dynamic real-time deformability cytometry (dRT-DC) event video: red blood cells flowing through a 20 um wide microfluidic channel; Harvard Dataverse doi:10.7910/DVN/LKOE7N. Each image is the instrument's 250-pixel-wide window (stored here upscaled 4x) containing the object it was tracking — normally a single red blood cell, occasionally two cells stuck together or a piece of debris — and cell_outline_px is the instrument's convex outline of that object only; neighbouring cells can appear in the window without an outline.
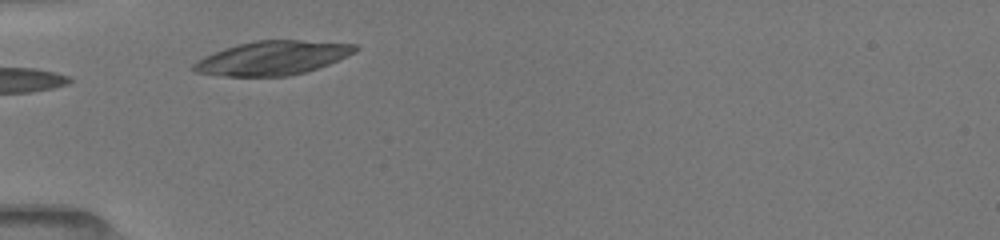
{"species": "common noctule bat (a hibernating species)", "species_latin": "Nyctalus noctula", "temperature_condition": "room temperature", "stored_images_in_passage": 6, "camera_frame_rate_fps": 3000, "um_per_image_px": 0.085, "animal": {"sex": "female", "body_mass_g": 19.5, "forearm_length_mm": 54.1}, "frame": {"image": 1, "passage_image": 1, "time_ms": 0.0, "image_size_px": [1000, 240], "cell_outline_px": [[360, 48], [356, 52], [328, 64], [304, 72], [288, 76], [228, 76], [196, 72], [192, 68], [192, 64], [196, 60], [204, 56], [224, 48], [236, 44], [256, 40], [300, 40], [356, 44]], "centroid_in_image_um": [23.16, 4.92], "position_along_channel_um": 61.8, "area_um2": 31.85}}
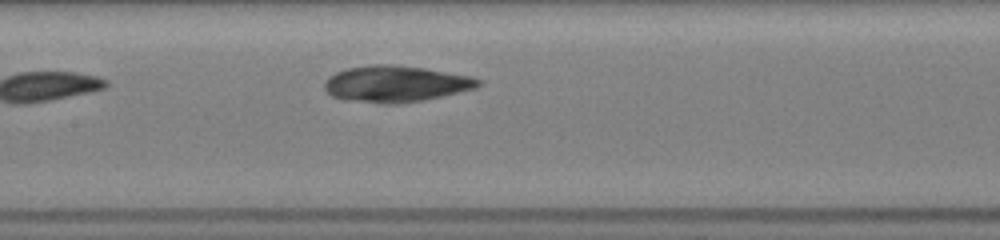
{"frame": {"image": 2, "passage_image": 6, "time_ms": 3.0, "image_size_px": [1000, 240], "cell_outline_px": [[480, 84], [476, 88], [440, 96], [420, 100], [396, 104], [380, 104], [348, 100], [332, 96], [324, 88], [324, 80], [328, 76], [336, 72], [348, 68], [368, 64], [396, 64], [424, 68], [472, 76], [480, 80]], "centroid_in_image_um": [33.59, 7.11], "position_along_channel_um": 173.8, "area_um2": 32.6}}